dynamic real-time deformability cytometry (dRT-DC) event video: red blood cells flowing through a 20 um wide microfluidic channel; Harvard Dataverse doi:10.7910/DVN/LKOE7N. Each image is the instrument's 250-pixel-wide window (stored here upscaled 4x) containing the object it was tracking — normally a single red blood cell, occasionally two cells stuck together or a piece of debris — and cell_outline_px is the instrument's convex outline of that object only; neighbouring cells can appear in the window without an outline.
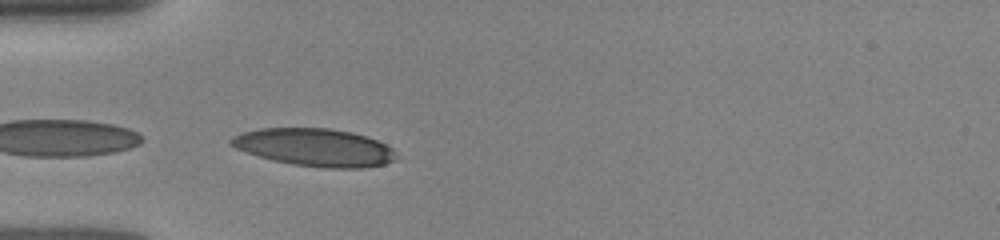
{"species": "human", "species_latin": "Homo sapiens", "temperature_condition": "room temperature", "stored_images_in_passage": 5, "camera_frame_rate_fps": 3000, "um_per_image_px": 0.085, "donor": {"sex": "female"}, "frame": {"image": 1, "passage_image": 1, "time_ms": 0.0, "image_size_px": [1000, 240], "cell_outline_px": [[396, 160], [384, 164], [360, 168], [324, 168], [292, 164], [272, 160], [236, 148], [228, 144], [228, 140], [232, 136], [240, 132], [260, 128], [328, 128], [352, 132], [368, 136], [392, 148], [396, 152]], "centroid_in_image_um": [26.74, 12.52], "position_along_channel_um": 58.3, "area_um2": 36.41}}